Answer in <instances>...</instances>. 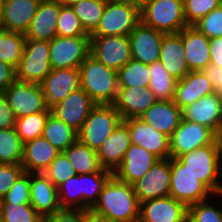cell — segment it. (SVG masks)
I'll return each instance as SVG.
<instances>
[{
	"instance_id": "1",
	"label": "cell",
	"mask_w": 222,
	"mask_h": 222,
	"mask_svg": "<svg viewBox=\"0 0 222 222\" xmlns=\"http://www.w3.org/2000/svg\"><path fill=\"white\" fill-rule=\"evenodd\" d=\"M90 210L113 222H138L140 203L132 184L112 176Z\"/></svg>"
},
{
	"instance_id": "2",
	"label": "cell",
	"mask_w": 222,
	"mask_h": 222,
	"mask_svg": "<svg viewBox=\"0 0 222 222\" xmlns=\"http://www.w3.org/2000/svg\"><path fill=\"white\" fill-rule=\"evenodd\" d=\"M80 87L96 104H113L118 93V71L89 55L79 66Z\"/></svg>"
},
{
	"instance_id": "3",
	"label": "cell",
	"mask_w": 222,
	"mask_h": 222,
	"mask_svg": "<svg viewBox=\"0 0 222 222\" xmlns=\"http://www.w3.org/2000/svg\"><path fill=\"white\" fill-rule=\"evenodd\" d=\"M215 195L221 187L222 155L219 144H209L176 158ZM220 176V178H219Z\"/></svg>"
},
{
	"instance_id": "4",
	"label": "cell",
	"mask_w": 222,
	"mask_h": 222,
	"mask_svg": "<svg viewBox=\"0 0 222 222\" xmlns=\"http://www.w3.org/2000/svg\"><path fill=\"white\" fill-rule=\"evenodd\" d=\"M140 21L138 6L119 0H107L99 24L90 36H129Z\"/></svg>"
},
{
	"instance_id": "5",
	"label": "cell",
	"mask_w": 222,
	"mask_h": 222,
	"mask_svg": "<svg viewBox=\"0 0 222 222\" xmlns=\"http://www.w3.org/2000/svg\"><path fill=\"white\" fill-rule=\"evenodd\" d=\"M140 17L145 25L165 34L187 27L183 0H148L140 8Z\"/></svg>"
},
{
	"instance_id": "6",
	"label": "cell",
	"mask_w": 222,
	"mask_h": 222,
	"mask_svg": "<svg viewBox=\"0 0 222 222\" xmlns=\"http://www.w3.org/2000/svg\"><path fill=\"white\" fill-rule=\"evenodd\" d=\"M122 120L113 104H96L78 132V139L97 151Z\"/></svg>"
},
{
	"instance_id": "7",
	"label": "cell",
	"mask_w": 222,
	"mask_h": 222,
	"mask_svg": "<svg viewBox=\"0 0 222 222\" xmlns=\"http://www.w3.org/2000/svg\"><path fill=\"white\" fill-rule=\"evenodd\" d=\"M50 71L49 41L26 39L15 79L40 84Z\"/></svg>"
},
{
	"instance_id": "8",
	"label": "cell",
	"mask_w": 222,
	"mask_h": 222,
	"mask_svg": "<svg viewBox=\"0 0 222 222\" xmlns=\"http://www.w3.org/2000/svg\"><path fill=\"white\" fill-rule=\"evenodd\" d=\"M169 196L183 202L187 207L218 194H214L202 181L185 169L176 158H171V177ZM212 196V197H211Z\"/></svg>"
},
{
	"instance_id": "9",
	"label": "cell",
	"mask_w": 222,
	"mask_h": 222,
	"mask_svg": "<svg viewBox=\"0 0 222 222\" xmlns=\"http://www.w3.org/2000/svg\"><path fill=\"white\" fill-rule=\"evenodd\" d=\"M90 55V36H56L49 42L51 69L79 68Z\"/></svg>"
},
{
	"instance_id": "10",
	"label": "cell",
	"mask_w": 222,
	"mask_h": 222,
	"mask_svg": "<svg viewBox=\"0 0 222 222\" xmlns=\"http://www.w3.org/2000/svg\"><path fill=\"white\" fill-rule=\"evenodd\" d=\"M170 158L209 144H219L217 135L208 127L197 122L181 119L179 126L169 137Z\"/></svg>"
},
{
	"instance_id": "11",
	"label": "cell",
	"mask_w": 222,
	"mask_h": 222,
	"mask_svg": "<svg viewBox=\"0 0 222 222\" xmlns=\"http://www.w3.org/2000/svg\"><path fill=\"white\" fill-rule=\"evenodd\" d=\"M90 55L118 71L131 59L129 36H90Z\"/></svg>"
},
{
	"instance_id": "12",
	"label": "cell",
	"mask_w": 222,
	"mask_h": 222,
	"mask_svg": "<svg viewBox=\"0 0 222 222\" xmlns=\"http://www.w3.org/2000/svg\"><path fill=\"white\" fill-rule=\"evenodd\" d=\"M16 118L37 112H51L44 104L40 84L15 80L4 92Z\"/></svg>"
},
{
	"instance_id": "13",
	"label": "cell",
	"mask_w": 222,
	"mask_h": 222,
	"mask_svg": "<svg viewBox=\"0 0 222 222\" xmlns=\"http://www.w3.org/2000/svg\"><path fill=\"white\" fill-rule=\"evenodd\" d=\"M171 158L159 159L139 180L132 185L139 203L169 196Z\"/></svg>"
},
{
	"instance_id": "14",
	"label": "cell",
	"mask_w": 222,
	"mask_h": 222,
	"mask_svg": "<svg viewBox=\"0 0 222 222\" xmlns=\"http://www.w3.org/2000/svg\"><path fill=\"white\" fill-rule=\"evenodd\" d=\"M40 86L44 94V104L51 111L70 93L80 88L79 68L51 69Z\"/></svg>"
},
{
	"instance_id": "15",
	"label": "cell",
	"mask_w": 222,
	"mask_h": 222,
	"mask_svg": "<svg viewBox=\"0 0 222 222\" xmlns=\"http://www.w3.org/2000/svg\"><path fill=\"white\" fill-rule=\"evenodd\" d=\"M130 132L131 144L141 146L159 159L170 158L169 137L157 131L140 118L122 120Z\"/></svg>"
},
{
	"instance_id": "16",
	"label": "cell",
	"mask_w": 222,
	"mask_h": 222,
	"mask_svg": "<svg viewBox=\"0 0 222 222\" xmlns=\"http://www.w3.org/2000/svg\"><path fill=\"white\" fill-rule=\"evenodd\" d=\"M164 34L140 21L129 35L132 59L148 65L159 61Z\"/></svg>"
},
{
	"instance_id": "17",
	"label": "cell",
	"mask_w": 222,
	"mask_h": 222,
	"mask_svg": "<svg viewBox=\"0 0 222 222\" xmlns=\"http://www.w3.org/2000/svg\"><path fill=\"white\" fill-rule=\"evenodd\" d=\"M95 105L96 103L80 87L60 101L51 113L79 132Z\"/></svg>"
},
{
	"instance_id": "18",
	"label": "cell",
	"mask_w": 222,
	"mask_h": 222,
	"mask_svg": "<svg viewBox=\"0 0 222 222\" xmlns=\"http://www.w3.org/2000/svg\"><path fill=\"white\" fill-rule=\"evenodd\" d=\"M187 206L171 196L140 203L138 222H187Z\"/></svg>"
},
{
	"instance_id": "19",
	"label": "cell",
	"mask_w": 222,
	"mask_h": 222,
	"mask_svg": "<svg viewBox=\"0 0 222 222\" xmlns=\"http://www.w3.org/2000/svg\"><path fill=\"white\" fill-rule=\"evenodd\" d=\"M157 101L149 87H119L113 106L122 119L139 118Z\"/></svg>"
},
{
	"instance_id": "20",
	"label": "cell",
	"mask_w": 222,
	"mask_h": 222,
	"mask_svg": "<svg viewBox=\"0 0 222 222\" xmlns=\"http://www.w3.org/2000/svg\"><path fill=\"white\" fill-rule=\"evenodd\" d=\"M30 204L47 219L61 209L57 187L44 173H30Z\"/></svg>"
},
{
	"instance_id": "21",
	"label": "cell",
	"mask_w": 222,
	"mask_h": 222,
	"mask_svg": "<svg viewBox=\"0 0 222 222\" xmlns=\"http://www.w3.org/2000/svg\"><path fill=\"white\" fill-rule=\"evenodd\" d=\"M182 119L197 122L218 135L222 126V99L210 94L182 109Z\"/></svg>"
},
{
	"instance_id": "22",
	"label": "cell",
	"mask_w": 222,
	"mask_h": 222,
	"mask_svg": "<svg viewBox=\"0 0 222 222\" xmlns=\"http://www.w3.org/2000/svg\"><path fill=\"white\" fill-rule=\"evenodd\" d=\"M158 160V157L145 148L131 144L122 163L113 172V176L119 181L133 184L144 176Z\"/></svg>"
},
{
	"instance_id": "23",
	"label": "cell",
	"mask_w": 222,
	"mask_h": 222,
	"mask_svg": "<svg viewBox=\"0 0 222 222\" xmlns=\"http://www.w3.org/2000/svg\"><path fill=\"white\" fill-rule=\"evenodd\" d=\"M62 4L58 0H42L30 26L26 39L51 41L58 35L57 20Z\"/></svg>"
},
{
	"instance_id": "24",
	"label": "cell",
	"mask_w": 222,
	"mask_h": 222,
	"mask_svg": "<svg viewBox=\"0 0 222 222\" xmlns=\"http://www.w3.org/2000/svg\"><path fill=\"white\" fill-rule=\"evenodd\" d=\"M179 33L189 71H202L211 61L209 38L195 26H187Z\"/></svg>"
},
{
	"instance_id": "25",
	"label": "cell",
	"mask_w": 222,
	"mask_h": 222,
	"mask_svg": "<svg viewBox=\"0 0 222 222\" xmlns=\"http://www.w3.org/2000/svg\"><path fill=\"white\" fill-rule=\"evenodd\" d=\"M131 145L130 132L127 125L121 121L113 133L97 149L101 166L114 172L122 163L126 151Z\"/></svg>"
},
{
	"instance_id": "26",
	"label": "cell",
	"mask_w": 222,
	"mask_h": 222,
	"mask_svg": "<svg viewBox=\"0 0 222 222\" xmlns=\"http://www.w3.org/2000/svg\"><path fill=\"white\" fill-rule=\"evenodd\" d=\"M42 0H5L0 29L24 34Z\"/></svg>"
},
{
	"instance_id": "27",
	"label": "cell",
	"mask_w": 222,
	"mask_h": 222,
	"mask_svg": "<svg viewBox=\"0 0 222 222\" xmlns=\"http://www.w3.org/2000/svg\"><path fill=\"white\" fill-rule=\"evenodd\" d=\"M214 93V87L203 71H190L178 80L174 103L182 110L204 96Z\"/></svg>"
},
{
	"instance_id": "28",
	"label": "cell",
	"mask_w": 222,
	"mask_h": 222,
	"mask_svg": "<svg viewBox=\"0 0 222 222\" xmlns=\"http://www.w3.org/2000/svg\"><path fill=\"white\" fill-rule=\"evenodd\" d=\"M139 118L170 137L181 122L182 110L173 100H158Z\"/></svg>"
},
{
	"instance_id": "29",
	"label": "cell",
	"mask_w": 222,
	"mask_h": 222,
	"mask_svg": "<svg viewBox=\"0 0 222 222\" xmlns=\"http://www.w3.org/2000/svg\"><path fill=\"white\" fill-rule=\"evenodd\" d=\"M59 151L44 137L24 143L22 167L24 172L44 173Z\"/></svg>"
},
{
	"instance_id": "30",
	"label": "cell",
	"mask_w": 222,
	"mask_h": 222,
	"mask_svg": "<svg viewBox=\"0 0 222 222\" xmlns=\"http://www.w3.org/2000/svg\"><path fill=\"white\" fill-rule=\"evenodd\" d=\"M159 61L177 80L183 79L190 71L184 57V47L180 33L164 34Z\"/></svg>"
},
{
	"instance_id": "31",
	"label": "cell",
	"mask_w": 222,
	"mask_h": 222,
	"mask_svg": "<svg viewBox=\"0 0 222 222\" xmlns=\"http://www.w3.org/2000/svg\"><path fill=\"white\" fill-rule=\"evenodd\" d=\"M63 153L74 167L76 174L111 172L101 166L96 150L90 149L79 139H77Z\"/></svg>"
},
{
	"instance_id": "32",
	"label": "cell",
	"mask_w": 222,
	"mask_h": 222,
	"mask_svg": "<svg viewBox=\"0 0 222 222\" xmlns=\"http://www.w3.org/2000/svg\"><path fill=\"white\" fill-rule=\"evenodd\" d=\"M42 137L59 152H64L78 139V132L50 113L43 128Z\"/></svg>"
},
{
	"instance_id": "33",
	"label": "cell",
	"mask_w": 222,
	"mask_h": 222,
	"mask_svg": "<svg viewBox=\"0 0 222 222\" xmlns=\"http://www.w3.org/2000/svg\"><path fill=\"white\" fill-rule=\"evenodd\" d=\"M149 89L158 100H174L178 80L165 69L160 61L149 64Z\"/></svg>"
},
{
	"instance_id": "34",
	"label": "cell",
	"mask_w": 222,
	"mask_h": 222,
	"mask_svg": "<svg viewBox=\"0 0 222 222\" xmlns=\"http://www.w3.org/2000/svg\"><path fill=\"white\" fill-rule=\"evenodd\" d=\"M25 41L24 34L0 29V61L16 69L23 56Z\"/></svg>"
},
{
	"instance_id": "35",
	"label": "cell",
	"mask_w": 222,
	"mask_h": 222,
	"mask_svg": "<svg viewBox=\"0 0 222 222\" xmlns=\"http://www.w3.org/2000/svg\"><path fill=\"white\" fill-rule=\"evenodd\" d=\"M113 172L81 174L82 209L90 210L98 201L100 193Z\"/></svg>"
},
{
	"instance_id": "36",
	"label": "cell",
	"mask_w": 222,
	"mask_h": 222,
	"mask_svg": "<svg viewBox=\"0 0 222 222\" xmlns=\"http://www.w3.org/2000/svg\"><path fill=\"white\" fill-rule=\"evenodd\" d=\"M24 143L15 128L0 129V163L21 164Z\"/></svg>"
},
{
	"instance_id": "37",
	"label": "cell",
	"mask_w": 222,
	"mask_h": 222,
	"mask_svg": "<svg viewBox=\"0 0 222 222\" xmlns=\"http://www.w3.org/2000/svg\"><path fill=\"white\" fill-rule=\"evenodd\" d=\"M106 2L107 0H81L71 6L89 35L98 26Z\"/></svg>"
},
{
	"instance_id": "38",
	"label": "cell",
	"mask_w": 222,
	"mask_h": 222,
	"mask_svg": "<svg viewBox=\"0 0 222 222\" xmlns=\"http://www.w3.org/2000/svg\"><path fill=\"white\" fill-rule=\"evenodd\" d=\"M150 80L149 65L131 59L118 70V87H148Z\"/></svg>"
},
{
	"instance_id": "39",
	"label": "cell",
	"mask_w": 222,
	"mask_h": 222,
	"mask_svg": "<svg viewBox=\"0 0 222 222\" xmlns=\"http://www.w3.org/2000/svg\"><path fill=\"white\" fill-rule=\"evenodd\" d=\"M51 112H37L16 118L15 130L23 143L42 136L43 128Z\"/></svg>"
},
{
	"instance_id": "40",
	"label": "cell",
	"mask_w": 222,
	"mask_h": 222,
	"mask_svg": "<svg viewBox=\"0 0 222 222\" xmlns=\"http://www.w3.org/2000/svg\"><path fill=\"white\" fill-rule=\"evenodd\" d=\"M61 208L82 209L81 174H75L58 188Z\"/></svg>"
},
{
	"instance_id": "41",
	"label": "cell",
	"mask_w": 222,
	"mask_h": 222,
	"mask_svg": "<svg viewBox=\"0 0 222 222\" xmlns=\"http://www.w3.org/2000/svg\"><path fill=\"white\" fill-rule=\"evenodd\" d=\"M58 36H90L82 27L79 17L71 6L62 5L57 20Z\"/></svg>"
},
{
	"instance_id": "42",
	"label": "cell",
	"mask_w": 222,
	"mask_h": 222,
	"mask_svg": "<svg viewBox=\"0 0 222 222\" xmlns=\"http://www.w3.org/2000/svg\"><path fill=\"white\" fill-rule=\"evenodd\" d=\"M4 222H45L31 204L0 203Z\"/></svg>"
},
{
	"instance_id": "43",
	"label": "cell",
	"mask_w": 222,
	"mask_h": 222,
	"mask_svg": "<svg viewBox=\"0 0 222 222\" xmlns=\"http://www.w3.org/2000/svg\"><path fill=\"white\" fill-rule=\"evenodd\" d=\"M221 5V0H183L187 26H194L200 19Z\"/></svg>"
},
{
	"instance_id": "44",
	"label": "cell",
	"mask_w": 222,
	"mask_h": 222,
	"mask_svg": "<svg viewBox=\"0 0 222 222\" xmlns=\"http://www.w3.org/2000/svg\"><path fill=\"white\" fill-rule=\"evenodd\" d=\"M211 199L194 203L187 208V222H222V208L210 204Z\"/></svg>"
},
{
	"instance_id": "45",
	"label": "cell",
	"mask_w": 222,
	"mask_h": 222,
	"mask_svg": "<svg viewBox=\"0 0 222 222\" xmlns=\"http://www.w3.org/2000/svg\"><path fill=\"white\" fill-rule=\"evenodd\" d=\"M44 174L58 188L76 173L66 155L63 152H59Z\"/></svg>"
},
{
	"instance_id": "46",
	"label": "cell",
	"mask_w": 222,
	"mask_h": 222,
	"mask_svg": "<svg viewBox=\"0 0 222 222\" xmlns=\"http://www.w3.org/2000/svg\"><path fill=\"white\" fill-rule=\"evenodd\" d=\"M30 173L23 172L0 203L30 204Z\"/></svg>"
},
{
	"instance_id": "47",
	"label": "cell",
	"mask_w": 222,
	"mask_h": 222,
	"mask_svg": "<svg viewBox=\"0 0 222 222\" xmlns=\"http://www.w3.org/2000/svg\"><path fill=\"white\" fill-rule=\"evenodd\" d=\"M194 26L209 39L222 37V5L204 16Z\"/></svg>"
},
{
	"instance_id": "48",
	"label": "cell",
	"mask_w": 222,
	"mask_h": 222,
	"mask_svg": "<svg viewBox=\"0 0 222 222\" xmlns=\"http://www.w3.org/2000/svg\"><path fill=\"white\" fill-rule=\"evenodd\" d=\"M23 172L24 169L21 164L0 163V200Z\"/></svg>"
},
{
	"instance_id": "49",
	"label": "cell",
	"mask_w": 222,
	"mask_h": 222,
	"mask_svg": "<svg viewBox=\"0 0 222 222\" xmlns=\"http://www.w3.org/2000/svg\"><path fill=\"white\" fill-rule=\"evenodd\" d=\"M88 210L61 208L50 215L45 222H86Z\"/></svg>"
},
{
	"instance_id": "50",
	"label": "cell",
	"mask_w": 222,
	"mask_h": 222,
	"mask_svg": "<svg viewBox=\"0 0 222 222\" xmlns=\"http://www.w3.org/2000/svg\"><path fill=\"white\" fill-rule=\"evenodd\" d=\"M16 117L4 94H0V129L15 127Z\"/></svg>"
},
{
	"instance_id": "51",
	"label": "cell",
	"mask_w": 222,
	"mask_h": 222,
	"mask_svg": "<svg viewBox=\"0 0 222 222\" xmlns=\"http://www.w3.org/2000/svg\"><path fill=\"white\" fill-rule=\"evenodd\" d=\"M202 71L211 81L214 87V93L222 99V67L209 63Z\"/></svg>"
},
{
	"instance_id": "52",
	"label": "cell",
	"mask_w": 222,
	"mask_h": 222,
	"mask_svg": "<svg viewBox=\"0 0 222 222\" xmlns=\"http://www.w3.org/2000/svg\"><path fill=\"white\" fill-rule=\"evenodd\" d=\"M15 80V69L0 61V94H4Z\"/></svg>"
},
{
	"instance_id": "53",
	"label": "cell",
	"mask_w": 222,
	"mask_h": 222,
	"mask_svg": "<svg viewBox=\"0 0 222 222\" xmlns=\"http://www.w3.org/2000/svg\"><path fill=\"white\" fill-rule=\"evenodd\" d=\"M209 47L211 57L210 63L222 67V37L210 38Z\"/></svg>"
},
{
	"instance_id": "54",
	"label": "cell",
	"mask_w": 222,
	"mask_h": 222,
	"mask_svg": "<svg viewBox=\"0 0 222 222\" xmlns=\"http://www.w3.org/2000/svg\"><path fill=\"white\" fill-rule=\"evenodd\" d=\"M86 222H113V221L109 220L108 218L99 216L94 212H92L91 210H88Z\"/></svg>"
},
{
	"instance_id": "55",
	"label": "cell",
	"mask_w": 222,
	"mask_h": 222,
	"mask_svg": "<svg viewBox=\"0 0 222 222\" xmlns=\"http://www.w3.org/2000/svg\"><path fill=\"white\" fill-rule=\"evenodd\" d=\"M119 1L131 3L141 8L148 0H119Z\"/></svg>"
},
{
	"instance_id": "56",
	"label": "cell",
	"mask_w": 222,
	"mask_h": 222,
	"mask_svg": "<svg viewBox=\"0 0 222 222\" xmlns=\"http://www.w3.org/2000/svg\"><path fill=\"white\" fill-rule=\"evenodd\" d=\"M62 5L72 6L73 4L81 1V0H58Z\"/></svg>"
},
{
	"instance_id": "57",
	"label": "cell",
	"mask_w": 222,
	"mask_h": 222,
	"mask_svg": "<svg viewBox=\"0 0 222 222\" xmlns=\"http://www.w3.org/2000/svg\"><path fill=\"white\" fill-rule=\"evenodd\" d=\"M217 140H218V143H219V147H220V151H221V155H222V126H221V129L217 135Z\"/></svg>"
},
{
	"instance_id": "58",
	"label": "cell",
	"mask_w": 222,
	"mask_h": 222,
	"mask_svg": "<svg viewBox=\"0 0 222 222\" xmlns=\"http://www.w3.org/2000/svg\"><path fill=\"white\" fill-rule=\"evenodd\" d=\"M5 0H0V23L3 17Z\"/></svg>"
},
{
	"instance_id": "59",
	"label": "cell",
	"mask_w": 222,
	"mask_h": 222,
	"mask_svg": "<svg viewBox=\"0 0 222 222\" xmlns=\"http://www.w3.org/2000/svg\"><path fill=\"white\" fill-rule=\"evenodd\" d=\"M221 175H222V171H221ZM219 197H216V199H220V196L222 197V183H221V187H220V190H219V194H218Z\"/></svg>"
},
{
	"instance_id": "60",
	"label": "cell",
	"mask_w": 222,
	"mask_h": 222,
	"mask_svg": "<svg viewBox=\"0 0 222 222\" xmlns=\"http://www.w3.org/2000/svg\"><path fill=\"white\" fill-rule=\"evenodd\" d=\"M0 222H4V221H3V216H2V210H1V207H0Z\"/></svg>"
}]
</instances>
